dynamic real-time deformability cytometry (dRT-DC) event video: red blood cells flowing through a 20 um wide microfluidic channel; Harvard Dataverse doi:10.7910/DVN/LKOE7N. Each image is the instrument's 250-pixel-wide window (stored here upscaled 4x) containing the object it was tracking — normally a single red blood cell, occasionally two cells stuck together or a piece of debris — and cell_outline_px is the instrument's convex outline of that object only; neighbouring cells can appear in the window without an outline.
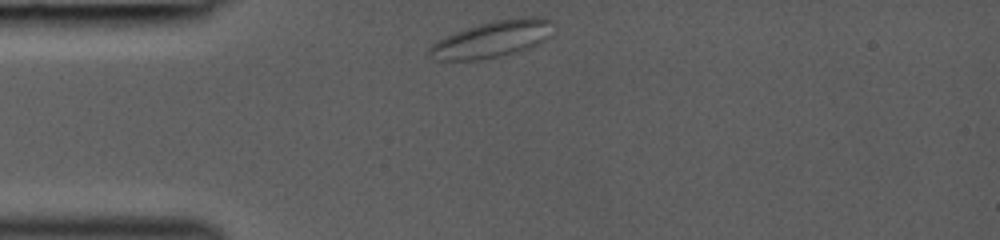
{"species": "common noctule bat (a hibernating species)", "species_latin": "Nyctalus noctula", "temperature_condition": "room temperature", "stored_images_in_passage": 31, "camera_frame_rate_fps": 3000, "um_per_image_px": 0.085, "animal": {"sex": "female", "body_mass_g": 19.0, "forearm_length_mm": 53.3}, "frame": {"image": 1, "passage_image": 1, "time_ms": 0.0, "image_size_px": [1000, 240], "cell_outline_px": [[552, 36], [528, 48], [516, 52], [500, 56], [476, 60], [432, 60], [424, 52], [436, 40], [452, 32], [480, 24], [496, 20], [520, 16], [544, 16], [552, 20]], "centroid_in_image_um": [41.8, 3.32], "position_along_channel_um": 43.2, "area_um2": 26.93}}
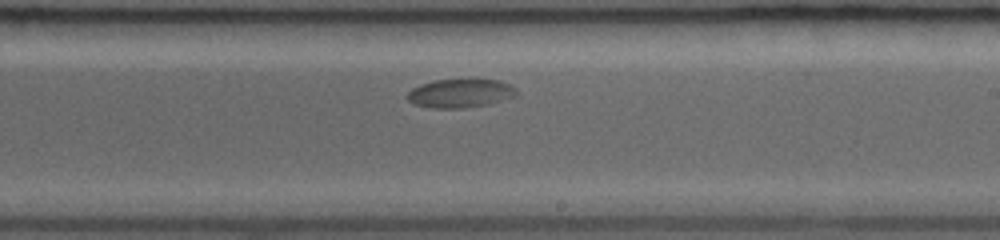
{"frame": {"image": 2, "passage_image": 18, "time_ms": 5.667, "image_size_px": [1000, 240], "cell_outline_px": [[516, 96], [488, 104], [464, 108], [432, 108], [416, 104], [408, 100], [408, 92], [412, 88], [420, 84], [436, 80], [472, 76], [500, 80], [516, 88]], "centroid_in_image_um": [39.16, 7.87], "position_along_channel_um": 249.8, "area_um2": 18.9}}
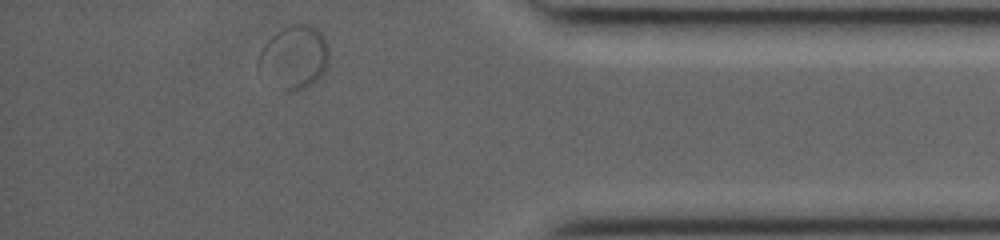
{"frame": {"image": 3, "passage_image": 31, "time_ms": 10.0, "image_size_px": [1000, 240], "cell_outline_px": [[328, 64], [324, 72], [312, 84], [296, 92], [284, 92], [256, 68], [256, 64], [260, 52], [264, 44], [276, 32], [292, 24], [308, 24], [316, 28], [324, 36], [328, 44]], "centroid_in_image_um": [25.01, 4.87], "position_along_channel_um": 410.2, "area_um2": 26.18}}